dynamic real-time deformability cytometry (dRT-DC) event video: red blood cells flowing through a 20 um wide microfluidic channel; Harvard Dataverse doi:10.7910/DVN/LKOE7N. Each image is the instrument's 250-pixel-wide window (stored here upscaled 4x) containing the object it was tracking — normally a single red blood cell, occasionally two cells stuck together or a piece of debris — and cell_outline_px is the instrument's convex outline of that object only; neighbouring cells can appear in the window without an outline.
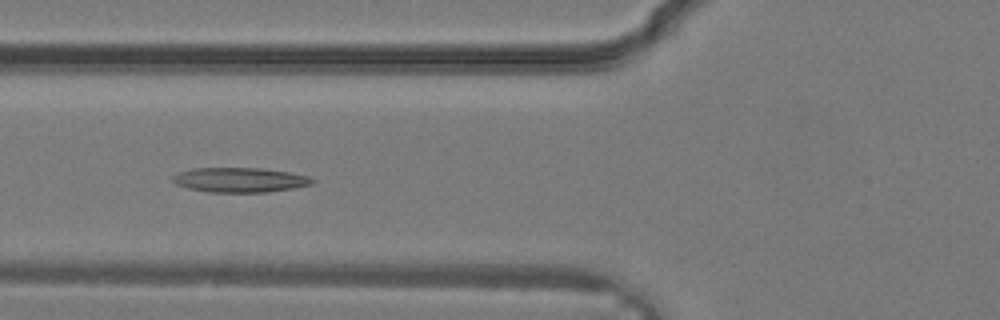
{"species": "common noctule bat (a hibernating species)", "species_latin": "Nyctalus noctula", "temperature_condition": "warm", "stored_images_in_passage": 26, "camera_frame_rate_fps": 3000, "um_per_image_px": 0.085, "animal": {"sex": "male", "body_mass_g": 19.2, "forearm_length_mm": 51.8}, "frame": {"image": 1, "passage_image": 6, "time_ms": 1.667, "image_size_px": [1000, 320], "cell_outline_px": [[316, 180], [312, 184], [292, 188], [268, 192], [208, 192], [188, 188], [176, 184], [172, 180], [172, 176], [180, 172], [192, 168], [260, 168], [288, 172], [308, 176]], "centroid_in_image_um": [20.38, 15.29], "position_along_channel_um": 105.4, "area_um2": 20.0}}
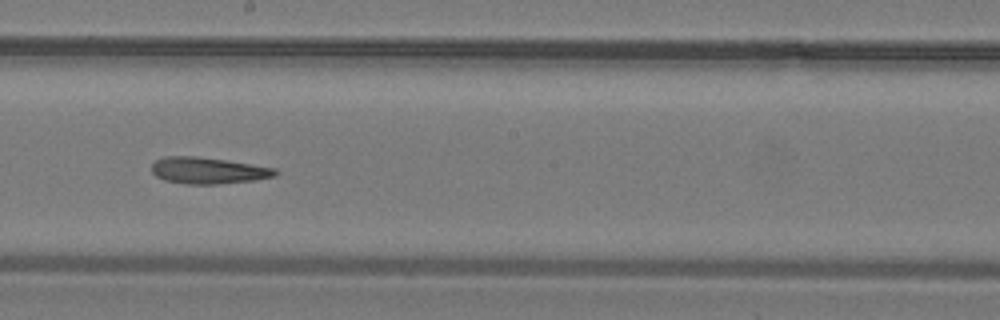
{"frame": {"image": 2, "passage_image": 12, "time_ms": 3.667, "image_size_px": [1000, 320], "cell_outline_px": [[280, 172], [276, 176], [256, 180], [216, 184], [184, 184], [164, 180], [156, 176], [152, 172], [152, 164], [156, 160], [164, 156], [196, 156], [228, 160], [276, 168]], "centroid_in_image_um": [17.72, 14.49], "position_along_channel_um": 230.5, "area_um2": 19.31}}
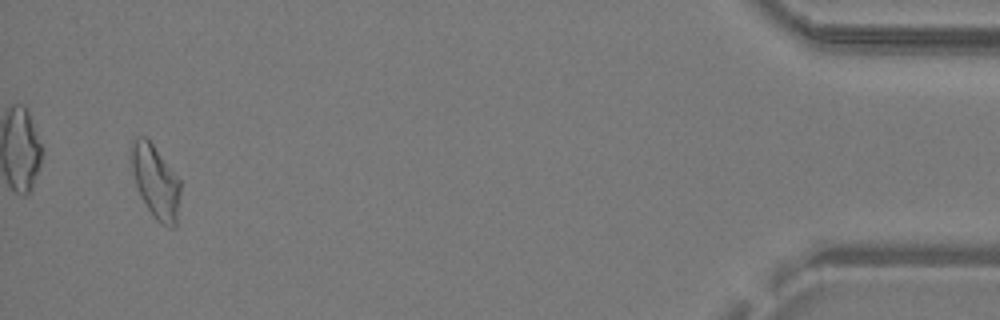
{"frame": {"image": 3, "passage_image": 25, "time_ms": 8.0, "image_size_px": [1000, 320], "cell_outline_px": [[180, 192], [176, 228], [168, 228], [160, 224], [152, 216], [140, 196], [132, 172], [132, 140], [136, 136], [144, 136], [152, 144], [180, 180]], "centroid_in_image_um": [13.23, 15.5], "position_along_channel_um": 422.0, "area_um2": 20.81}}